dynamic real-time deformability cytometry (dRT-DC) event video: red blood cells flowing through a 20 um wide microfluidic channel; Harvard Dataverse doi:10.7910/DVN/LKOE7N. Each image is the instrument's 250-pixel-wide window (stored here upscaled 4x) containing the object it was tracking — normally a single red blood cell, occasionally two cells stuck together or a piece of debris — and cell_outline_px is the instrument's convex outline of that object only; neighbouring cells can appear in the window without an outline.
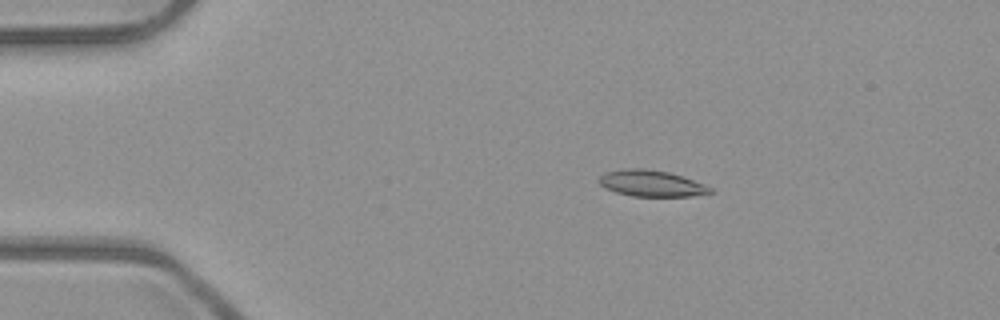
{"species": "common noctule bat (a hibernating species)", "species_latin": "Nyctalus noctula", "temperature_condition": "room temperature", "stored_images_in_passage": 48, "camera_frame_rate_fps": 3000, "um_per_image_px": 0.085, "animal": {"sex": "male", "body_mass_g": 23.1, "forearm_length_mm": 52.7}, "frame": {"image": 1, "passage_image": 6, "time_ms": 1.667, "image_size_px": [1000, 320], "cell_outline_px": [[712, 192], [692, 196], [632, 196], [616, 192], [604, 188], [596, 180], [604, 172], [624, 168], [644, 168], [668, 172], [704, 184], [712, 188]], "centroid_in_image_um": [55.29, 15.58], "position_along_channel_um": 29.7, "area_um2": 16.99}}
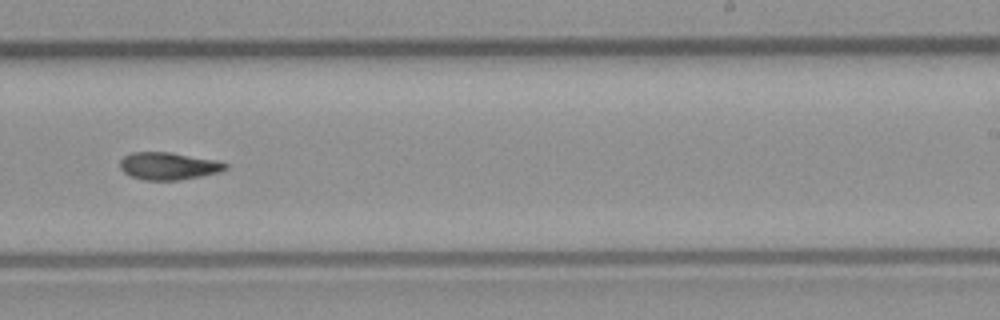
{"frame": {"image": 2, "passage_image": 29, "time_ms": 9.333, "image_size_px": [1000, 320], "cell_outline_px": [[228, 168], [216, 172], [200, 176], [176, 180], [144, 180], [132, 176], [124, 172], [120, 168], [120, 160], [124, 156], [132, 152], [172, 152], [216, 160], [228, 164]], "centroid_in_image_um": [14.3, 14.1], "position_along_channel_um": 274.7, "area_um2": 16.7}}
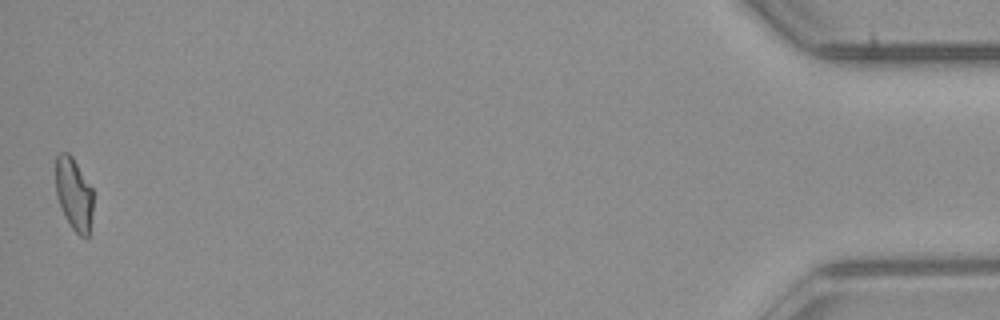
{"frame": {"image": 3, "passage_image": 48, "time_ms": 15.667, "image_size_px": [1000, 320], "cell_outline_px": [[92, 212], [88, 236], [80, 236], [72, 228], [60, 204], [56, 192], [56, 156], [60, 152], [68, 152], [72, 156], [92, 188]], "centroid_in_image_um": [6.28, 16.44], "position_along_channel_um": 428.9, "area_um2": 15.43}, "authors_computed_cell_mechanics": {"area_um2": 16.7042, "velocity_mm_per_s": 3.9745, "shape_relaxation_time_tau1_ms": null, "shape_relaxation_time_tau2_ms": 5.9853, "deformation_change_tau1": null, "deformation_change_tau2": 0.1322}}